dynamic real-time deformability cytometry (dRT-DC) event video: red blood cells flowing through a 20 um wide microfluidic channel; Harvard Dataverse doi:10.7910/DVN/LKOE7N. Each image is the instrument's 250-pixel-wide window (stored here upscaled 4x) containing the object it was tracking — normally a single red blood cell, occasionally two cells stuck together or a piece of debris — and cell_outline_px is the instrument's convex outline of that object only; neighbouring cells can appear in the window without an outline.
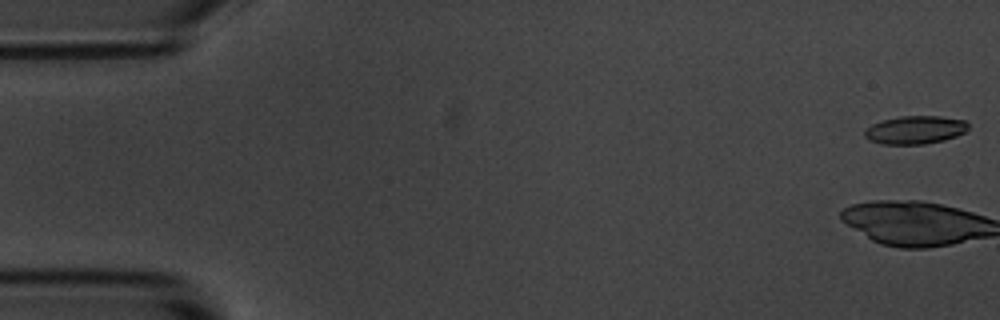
{"species": "common noctule bat (a hibernating species)", "species_latin": "Nyctalus noctula", "temperature_condition": "room temperature", "stored_images_in_passage": 5, "camera_frame_rate_fps": 3000, "um_per_image_px": 0.085, "animal": {"sex": "male", "body_mass_g": 20.1, "forearm_length_mm": 53.5}, "frame": {"image": 1, "passage_image": 1, "time_ms": 0.0, "image_size_px": [1000, 320], "cell_outline_px": [[968, 128], [964, 132], [956, 136], [944, 140], [924, 144], [880, 144], [868, 140], [864, 136], [864, 132], [872, 124], [884, 120], [900, 116], [940, 116], [968, 120]], "centroid_in_image_um": [77.8, 11.04], "position_along_channel_um": 7.2, "area_um2": 17.05}}